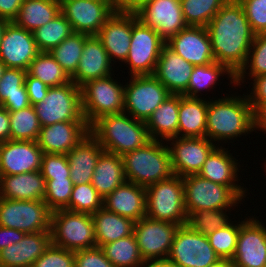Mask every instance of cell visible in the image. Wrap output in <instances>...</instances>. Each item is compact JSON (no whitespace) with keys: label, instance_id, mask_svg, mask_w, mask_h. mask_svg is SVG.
Wrapping results in <instances>:
<instances>
[{"label":"cell","instance_id":"20","mask_svg":"<svg viewBox=\"0 0 266 267\" xmlns=\"http://www.w3.org/2000/svg\"><path fill=\"white\" fill-rule=\"evenodd\" d=\"M166 44L194 66L215 62L208 30L204 26H187Z\"/></svg>","mask_w":266,"mask_h":267},{"label":"cell","instance_id":"13","mask_svg":"<svg viewBox=\"0 0 266 267\" xmlns=\"http://www.w3.org/2000/svg\"><path fill=\"white\" fill-rule=\"evenodd\" d=\"M178 267H208L220 258L202 233L191 230L187 225L177 229L167 258Z\"/></svg>","mask_w":266,"mask_h":267},{"label":"cell","instance_id":"6","mask_svg":"<svg viewBox=\"0 0 266 267\" xmlns=\"http://www.w3.org/2000/svg\"><path fill=\"white\" fill-rule=\"evenodd\" d=\"M50 231L52 244L70 251L97 246L92 214L66 209L53 211Z\"/></svg>","mask_w":266,"mask_h":267},{"label":"cell","instance_id":"17","mask_svg":"<svg viewBox=\"0 0 266 267\" xmlns=\"http://www.w3.org/2000/svg\"><path fill=\"white\" fill-rule=\"evenodd\" d=\"M135 13L144 25L156 30L165 42L188 26L183 18L180 0H149Z\"/></svg>","mask_w":266,"mask_h":267},{"label":"cell","instance_id":"35","mask_svg":"<svg viewBox=\"0 0 266 267\" xmlns=\"http://www.w3.org/2000/svg\"><path fill=\"white\" fill-rule=\"evenodd\" d=\"M26 70L7 68L0 80V105L14 112L31 105L25 86Z\"/></svg>","mask_w":266,"mask_h":267},{"label":"cell","instance_id":"57","mask_svg":"<svg viewBox=\"0 0 266 267\" xmlns=\"http://www.w3.org/2000/svg\"><path fill=\"white\" fill-rule=\"evenodd\" d=\"M253 132L255 130L266 133V103H259L252 109ZM260 129V130H259Z\"/></svg>","mask_w":266,"mask_h":267},{"label":"cell","instance_id":"8","mask_svg":"<svg viewBox=\"0 0 266 267\" xmlns=\"http://www.w3.org/2000/svg\"><path fill=\"white\" fill-rule=\"evenodd\" d=\"M184 187V203L187 214L200 210L226 209L237 206L243 201L230 187L197 175L182 178Z\"/></svg>","mask_w":266,"mask_h":267},{"label":"cell","instance_id":"62","mask_svg":"<svg viewBox=\"0 0 266 267\" xmlns=\"http://www.w3.org/2000/svg\"><path fill=\"white\" fill-rule=\"evenodd\" d=\"M9 23V21L3 19V18H0V42H1V39H2V35H3V32L7 26V24Z\"/></svg>","mask_w":266,"mask_h":267},{"label":"cell","instance_id":"36","mask_svg":"<svg viewBox=\"0 0 266 267\" xmlns=\"http://www.w3.org/2000/svg\"><path fill=\"white\" fill-rule=\"evenodd\" d=\"M60 13V0H24L13 22L21 28L34 32Z\"/></svg>","mask_w":266,"mask_h":267},{"label":"cell","instance_id":"29","mask_svg":"<svg viewBox=\"0 0 266 267\" xmlns=\"http://www.w3.org/2000/svg\"><path fill=\"white\" fill-rule=\"evenodd\" d=\"M103 152L99 142L89 133L66 154L73 185L91 183L97 161Z\"/></svg>","mask_w":266,"mask_h":267},{"label":"cell","instance_id":"52","mask_svg":"<svg viewBox=\"0 0 266 267\" xmlns=\"http://www.w3.org/2000/svg\"><path fill=\"white\" fill-rule=\"evenodd\" d=\"M74 257L75 267H115L99 246L75 251Z\"/></svg>","mask_w":266,"mask_h":267},{"label":"cell","instance_id":"10","mask_svg":"<svg viewBox=\"0 0 266 267\" xmlns=\"http://www.w3.org/2000/svg\"><path fill=\"white\" fill-rule=\"evenodd\" d=\"M170 95L154 75L131 76L124 85V112L146 123Z\"/></svg>","mask_w":266,"mask_h":267},{"label":"cell","instance_id":"5","mask_svg":"<svg viewBox=\"0 0 266 267\" xmlns=\"http://www.w3.org/2000/svg\"><path fill=\"white\" fill-rule=\"evenodd\" d=\"M146 216L178 225H186L184 187L181 176L173 175L146 187Z\"/></svg>","mask_w":266,"mask_h":267},{"label":"cell","instance_id":"24","mask_svg":"<svg viewBox=\"0 0 266 267\" xmlns=\"http://www.w3.org/2000/svg\"><path fill=\"white\" fill-rule=\"evenodd\" d=\"M219 145L208 155L198 175L214 183L230 187L243 200L246 198L247 189L236 184L240 180L238 168L241 166L228 148Z\"/></svg>","mask_w":266,"mask_h":267},{"label":"cell","instance_id":"1","mask_svg":"<svg viewBox=\"0 0 266 267\" xmlns=\"http://www.w3.org/2000/svg\"><path fill=\"white\" fill-rule=\"evenodd\" d=\"M215 62L226 65L235 75L245 65L255 38L242 5L228 0L206 26Z\"/></svg>","mask_w":266,"mask_h":267},{"label":"cell","instance_id":"53","mask_svg":"<svg viewBox=\"0 0 266 267\" xmlns=\"http://www.w3.org/2000/svg\"><path fill=\"white\" fill-rule=\"evenodd\" d=\"M25 86L32 106L43 101L49 90V86L28 73L25 76Z\"/></svg>","mask_w":266,"mask_h":267},{"label":"cell","instance_id":"54","mask_svg":"<svg viewBox=\"0 0 266 267\" xmlns=\"http://www.w3.org/2000/svg\"><path fill=\"white\" fill-rule=\"evenodd\" d=\"M252 81V90L246 96L253 109L259 103H266V74L253 77Z\"/></svg>","mask_w":266,"mask_h":267},{"label":"cell","instance_id":"37","mask_svg":"<svg viewBox=\"0 0 266 267\" xmlns=\"http://www.w3.org/2000/svg\"><path fill=\"white\" fill-rule=\"evenodd\" d=\"M226 74L228 79L230 78V84H233L236 89L235 74L226 65L213 62L208 65L194 66L187 90L182 95L189 98H200L199 92L201 93L207 88L212 89L220 81L219 77Z\"/></svg>","mask_w":266,"mask_h":267},{"label":"cell","instance_id":"60","mask_svg":"<svg viewBox=\"0 0 266 267\" xmlns=\"http://www.w3.org/2000/svg\"><path fill=\"white\" fill-rule=\"evenodd\" d=\"M142 267H178L175 263L168 259H162L159 261H152L145 263Z\"/></svg>","mask_w":266,"mask_h":267},{"label":"cell","instance_id":"14","mask_svg":"<svg viewBox=\"0 0 266 267\" xmlns=\"http://www.w3.org/2000/svg\"><path fill=\"white\" fill-rule=\"evenodd\" d=\"M179 226L147 216L134 223L133 234L145 263L168 258Z\"/></svg>","mask_w":266,"mask_h":267},{"label":"cell","instance_id":"33","mask_svg":"<svg viewBox=\"0 0 266 267\" xmlns=\"http://www.w3.org/2000/svg\"><path fill=\"white\" fill-rule=\"evenodd\" d=\"M126 181L122 156L104 151L94 169L92 186L104 199Z\"/></svg>","mask_w":266,"mask_h":267},{"label":"cell","instance_id":"28","mask_svg":"<svg viewBox=\"0 0 266 267\" xmlns=\"http://www.w3.org/2000/svg\"><path fill=\"white\" fill-rule=\"evenodd\" d=\"M103 207L134 222L139 221L146 216V188L126 181L103 199Z\"/></svg>","mask_w":266,"mask_h":267},{"label":"cell","instance_id":"2","mask_svg":"<svg viewBox=\"0 0 266 267\" xmlns=\"http://www.w3.org/2000/svg\"><path fill=\"white\" fill-rule=\"evenodd\" d=\"M253 131L252 107L247 96L210 99L207 109L206 137L216 145Z\"/></svg>","mask_w":266,"mask_h":267},{"label":"cell","instance_id":"21","mask_svg":"<svg viewBox=\"0 0 266 267\" xmlns=\"http://www.w3.org/2000/svg\"><path fill=\"white\" fill-rule=\"evenodd\" d=\"M43 151L36 141L7 140L0 143V176L38 171Z\"/></svg>","mask_w":266,"mask_h":267},{"label":"cell","instance_id":"31","mask_svg":"<svg viewBox=\"0 0 266 267\" xmlns=\"http://www.w3.org/2000/svg\"><path fill=\"white\" fill-rule=\"evenodd\" d=\"M206 98H189L179 94L178 137H206L207 109Z\"/></svg>","mask_w":266,"mask_h":267},{"label":"cell","instance_id":"19","mask_svg":"<svg viewBox=\"0 0 266 267\" xmlns=\"http://www.w3.org/2000/svg\"><path fill=\"white\" fill-rule=\"evenodd\" d=\"M40 53L33 32L9 22L0 42V60L7 68L28 70L32 60Z\"/></svg>","mask_w":266,"mask_h":267},{"label":"cell","instance_id":"42","mask_svg":"<svg viewBox=\"0 0 266 267\" xmlns=\"http://www.w3.org/2000/svg\"><path fill=\"white\" fill-rule=\"evenodd\" d=\"M73 32L71 24L67 21L65 16L60 13L52 21L37 28L33 32V36L39 51L49 52Z\"/></svg>","mask_w":266,"mask_h":267},{"label":"cell","instance_id":"59","mask_svg":"<svg viewBox=\"0 0 266 267\" xmlns=\"http://www.w3.org/2000/svg\"><path fill=\"white\" fill-rule=\"evenodd\" d=\"M10 140L9 112L0 105V143Z\"/></svg>","mask_w":266,"mask_h":267},{"label":"cell","instance_id":"39","mask_svg":"<svg viewBox=\"0 0 266 267\" xmlns=\"http://www.w3.org/2000/svg\"><path fill=\"white\" fill-rule=\"evenodd\" d=\"M90 35L73 32L65 38L58 46L49 51L56 62L64 69L71 78L78 67L85 40Z\"/></svg>","mask_w":266,"mask_h":267},{"label":"cell","instance_id":"55","mask_svg":"<svg viewBox=\"0 0 266 267\" xmlns=\"http://www.w3.org/2000/svg\"><path fill=\"white\" fill-rule=\"evenodd\" d=\"M24 0H0V18L13 22Z\"/></svg>","mask_w":266,"mask_h":267},{"label":"cell","instance_id":"41","mask_svg":"<svg viewBox=\"0 0 266 267\" xmlns=\"http://www.w3.org/2000/svg\"><path fill=\"white\" fill-rule=\"evenodd\" d=\"M10 140L36 141L41 129L34 106L9 112Z\"/></svg>","mask_w":266,"mask_h":267},{"label":"cell","instance_id":"23","mask_svg":"<svg viewBox=\"0 0 266 267\" xmlns=\"http://www.w3.org/2000/svg\"><path fill=\"white\" fill-rule=\"evenodd\" d=\"M132 28L133 12L115 11L96 34L114 64L118 60L120 62L126 60L130 49Z\"/></svg>","mask_w":266,"mask_h":267},{"label":"cell","instance_id":"11","mask_svg":"<svg viewBox=\"0 0 266 267\" xmlns=\"http://www.w3.org/2000/svg\"><path fill=\"white\" fill-rule=\"evenodd\" d=\"M52 211L44 200H10L0 197V226L25 233L48 232Z\"/></svg>","mask_w":266,"mask_h":267},{"label":"cell","instance_id":"47","mask_svg":"<svg viewBox=\"0 0 266 267\" xmlns=\"http://www.w3.org/2000/svg\"><path fill=\"white\" fill-rule=\"evenodd\" d=\"M229 222L224 227L215 230L208 235L211 247L220 259L232 260L238 241L240 221L236 224Z\"/></svg>","mask_w":266,"mask_h":267},{"label":"cell","instance_id":"49","mask_svg":"<svg viewBox=\"0 0 266 267\" xmlns=\"http://www.w3.org/2000/svg\"><path fill=\"white\" fill-rule=\"evenodd\" d=\"M40 172L45 180L70 178L67 155L43 153Z\"/></svg>","mask_w":266,"mask_h":267},{"label":"cell","instance_id":"25","mask_svg":"<svg viewBox=\"0 0 266 267\" xmlns=\"http://www.w3.org/2000/svg\"><path fill=\"white\" fill-rule=\"evenodd\" d=\"M113 64L101 41L96 35H91L85 40L77 70L71 81L81 88L88 81L113 74Z\"/></svg>","mask_w":266,"mask_h":267},{"label":"cell","instance_id":"34","mask_svg":"<svg viewBox=\"0 0 266 267\" xmlns=\"http://www.w3.org/2000/svg\"><path fill=\"white\" fill-rule=\"evenodd\" d=\"M92 217L96 245L99 247L133 234L135 222L132 219L110 212L104 207L93 213Z\"/></svg>","mask_w":266,"mask_h":267},{"label":"cell","instance_id":"45","mask_svg":"<svg viewBox=\"0 0 266 267\" xmlns=\"http://www.w3.org/2000/svg\"><path fill=\"white\" fill-rule=\"evenodd\" d=\"M225 211V212H224ZM228 210L218 209V210H200L187 214L186 225L193 231L208 236L212 234L215 230L224 227L228 224L231 219H229L230 212L227 214ZM230 220V221H229Z\"/></svg>","mask_w":266,"mask_h":267},{"label":"cell","instance_id":"38","mask_svg":"<svg viewBox=\"0 0 266 267\" xmlns=\"http://www.w3.org/2000/svg\"><path fill=\"white\" fill-rule=\"evenodd\" d=\"M101 249L115 267H142L145 264L134 234L104 244Z\"/></svg>","mask_w":266,"mask_h":267},{"label":"cell","instance_id":"4","mask_svg":"<svg viewBox=\"0 0 266 267\" xmlns=\"http://www.w3.org/2000/svg\"><path fill=\"white\" fill-rule=\"evenodd\" d=\"M165 144V141L151 140L145 146L124 154L122 160L126 180L146 188L172 177L170 152Z\"/></svg>","mask_w":266,"mask_h":267},{"label":"cell","instance_id":"22","mask_svg":"<svg viewBox=\"0 0 266 267\" xmlns=\"http://www.w3.org/2000/svg\"><path fill=\"white\" fill-rule=\"evenodd\" d=\"M86 121H66L41 127L36 140L43 153L66 155L88 134Z\"/></svg>","mask_w":266,"mask_h":267},{"label":"cell","instance_id":"12","mask_svg":"<svg viewBox=\"0 0 266 267\" xmlns=\"http://www.w3.org/2000/svg\"><path fill=\"white\" fill-rule=\"evenodd\" d=\"M166 42L156 30L144 25L133 12L130 49L126 60L131 76L154 75L158 58Z\"/></svg>","mask_w":266,"mask_h":267},{"label":"cell","instance_id":"61","mask_svg":"<svg viewBox=\"0 0 266 267\" xmlns=\"http://www.w3.org/2000/svg\"><path fill=\"white\" fill-rule=\"evenodd\" d=\"M208 267H234L231 260L228 259H219L216 263Z\"/></svg>","mask_w":266,"mask_h":267},{"label":"cell","instance_id":"30","mask_svg":"<svg viewBox=\"0 0 266 267\" xmlns=\"http://www.w3.org/2000/svg\"><path fill=\"white\" fill-rule=\"evenodd\" d=\"M46 180L40 170L0 176V197L10 200H44Z\"/></svg>","mask_w":266,"mask_h":267},{"label":"cell","instance_id":"27","mask_svg":"<svg viewBox=\"0 0 266 267\" xmlns=\"http://www.w3.org/2000/svg\"><path fill=\"white\" fill-rule=\"evenodd\" d=\"M51 243V231L26 233L19 242L0 251V267H31Z\"/></svg>","mask_w":266,"mask_h":267},{"label":"cell","instance_id":"56","mask_svg":"<svg viewBox=\"0 0 266 267\" xmlns=\"http://www.w3.org/2000/svg\"><path fill=\"white\" fill-rule=\"evenodd\" d=\"M25 234L20 230L0 226V251L19 242Z\"/></svg>","mask_w":266,"mask_h":267},{"label":"cell","instance_id":"32","mask_svg":"<svg viewBox=\"0 0 266 267\" xmlns=\"http://www.w3.org/2000/svg\"><path fill=\"white\" fill-rule=\"evenodd\" d=\"M179 94H171L146 122L151 140H165L178 137Z\"/></svg>","mask_w":266,"mask_h":267},{"label":"cell","instance_id":"44","mask_svg":"<svg viewBox=\"0 0 266 267\" xmlns=\"http://www.w3.org/2000/svg\"><path fill=\"white\" fill-rule=\"evenodd\" d=\"M263 74H266V34H257L252 42L245 65L235 75V86L246 82L244 81L245 77L248 80V76L253 78Z\"/></svg>","mask_w":266,"mask_h":267},{"label":"cell","instance_id":"3","mask_svg":"<svg viewBox=\"0 0 266 267\" xmlns=\"http://www.w3.org/2000/svg\"><path fill=\"white\" fill-rule=\"evenodd\" d=\"M89 131L105 152L119 156L151 141L146 123L125 112L100 117L89 127Z\"/></svg>","mask_w":266,"mask_h":267},{"label":"cell","instance_id":"48","mask_svg":"<svg viewBox=\"0 0 266 267\" xmlns=\"http://www.w3.org/2000/svg\"><path fill=\"white\" fill-rule=\"evenodd\" d=\"M73 183L70 178L46 180V193L44 202L53 212L65 209L69 205Z\"/></svg>","mask_w":266,"mask_h":267},{"label":"cell","instance_id":"58","mask_svg":"<svg viewBox=\"0 0 266 267\" xmlns=\"http://www.w3.org/2000/svg\"><path fill=\"white\" fill-rule=\"evenodd\" d=\"M149 0H111L115 11L136 12L144 3Z\"/></svg>","mask_w":266,"mask_h":267},{"label":"cell","instance_id":"51","mask_svg":"<svg viewBox=\"0 0 266 267\" xmlns=\"http://www.w3.org/2000/svg\"><path fill=\"white\" fill-rule=\"evenodd\" d=\"M253 32L266 34V0H238Z\"/></svg>","mask_w":266,"mask_h":267},{"label":"cell","instance_id":"46","mask_svg":"<svg viewBox=\"0 0 266 267\" xmlns=\"http://www.w3.org/2000/svg\"><path fill=\"white\" fill-rule=\"evenodd\" d=\"M103 208V198L91 183L73 185L66 210L93 214Z\"/></svg>","mask_w":266,"mask_h":267},{"label":"cell","instance_id":"43","mask_svg":"<svg viewBox=\"0 0 266 267\" xmlns=\"http://www.w3.org/2000/svg\"><path fill=\"white\" fill-rule=\"evenodd\" d=\"M228 0H180L183 18L188 26L206 27Z\"/></svg>","mask_w":266,"mask_h":267},{"label":"cell","instance_id":"63","mask_svg":"<svg viewBox=\"0 0 266 267\" xmlns=\"http://www.w3.org/2000/svg\"><path fill=\"white\" fill-rule=\"evenodd\" d=\"M6 69H7V67L5 66V64L0 60V80H1L2 76L4 75V72Z\"/></svg>","mask_w":266,"mask_h":267},{"label":"cell","instance_id":"15","mask_svg":"<svg viewBox=\"0 0 266 267\" xmlns=\"http://www.w3.org/2000/svg\"><path fill=\"white\" fill-rule=\"evenodd\" d=\"M60 11L74 32L90 36L115 13L111 0H60Z\"/></svg>","mask_w":266,"mask_h":267},{"label":"cell","instance_id":"16","mask_svg":"<svg viewBox=\"0 0 266 267\" xmlns=\"http://www.w3.org/2000/svg\"><path fill=\"white\" fill-rule=\"evenodd\" d=\"M166 143L174 175L182 178L188 175H197L208 155L217 147L207 137H174L168 139Z\"/></svg>","mask_w":266,"mask_h":267},{"label":"cell","instance_id":"7","mask_svg":"<svg viewBox=\"0 0 266 267\" xmlns=\"http://www.w3.org/2000/svg\"><path fill=\"white\" fill-rule=\"evenodd\" d=\"M113 75L88 81L81 87L82 113L89 127L100 117L124 112V85Z\"/></svg>","mask_w":266,"mask_h":267},{"label":"cell","instance_id":"40","mask_svg":"<svg viewBox=\"0 0 266 267\" xmlns=\"http://www.w3.org/2000/svg\"><path fill=\"white\" fill-rule=\"evenodd\" d=\"M27 73L49 87L71 82V78L49 52H40L30 63Z\"/></svg>","mask_w":266,"mask_h":267},{"label":"cell","instance_id":"26","mask_svg":"<svg viewBox=\"0 0 266 267\" xmlns=\"http://www.w3.org/2000/svg\"><path fill=\"white\" fill-rule=\"evenodd\" d=\"M193 69L194 65L165 44L158 58L154 76L171 94L182 95L187 90Z\"/></svg>","mask_w":266,"mask_h":267},{"label":"cell","instance_id":"9","mask_svg":"<svg viewBox=\"0 0 266 267\" xmlns=\"http://www.w3.org/2000/svg\"><path fill=\"white\" fill-rule=\"evenodd\" d=\"M41 127L66 121H86L82 113L81 88L74 82L49 87L47 95L34 105Z\"/></svg>","mask_w":266,"mask_h":267},{"label":"cell","instance_id":"18","mask_svg":"<svg viewBox=\"0 0 266 267\" xmlns=\"http://www.w3.org/2000/svg\"><path fill=\"white\" fill-rule=\"evenodd\" d=\"M256 216L240 221L234 267H266V227Z\"/></svg>","mask_w":266,"mask_h":267},{"label":"cell","instance_id":"50","mask_svg":"<svg viewBox=\"0 0 266 267\" xmlns=\"http://www.w3.org/2000/svg\"><path fill=\"white\" fill-rule=\"evenodd\" d=\"M31 267H75L74 251L51 243Z\"/></svg>","mask_w":266,"mask_h":267}]
</instances>
